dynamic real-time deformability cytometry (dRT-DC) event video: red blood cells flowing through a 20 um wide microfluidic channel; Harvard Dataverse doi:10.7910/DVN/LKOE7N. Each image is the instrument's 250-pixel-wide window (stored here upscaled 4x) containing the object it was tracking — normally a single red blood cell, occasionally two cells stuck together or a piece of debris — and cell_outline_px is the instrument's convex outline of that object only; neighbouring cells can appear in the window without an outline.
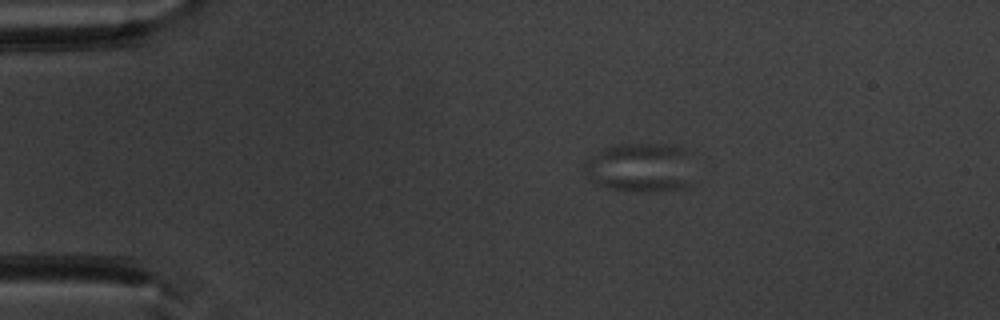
{"species": "common noctule bat (a hibernating species)", "species_latin": "Nyctalus noctula", "temperature_condition": "warm", "stored_images_in_passage": 55, "camera_frame_rate_fps": 3000, "um_per_image_px": 0.085, "animal": {"sex": "male", "body_mass_g": 20.1, "forearm_length_mm": 53.5}, "frame": {"image": 1, "passage_image": 11, "time_ms": 3.333, "image_size_px": [1000, 320], "cell_outline_px": [[692, 184], [688, 188], [648, 192], [636, 192], [608, 188], [596, 184], [588, 180], [584, 172], [584, 160], [608, 148], [620, 144], [676, 144], [684, 152]], "centroid_in_image_um": [54.36, 14.28], "position_along_channel_um": 30.6, "area_um2": 31.21}}
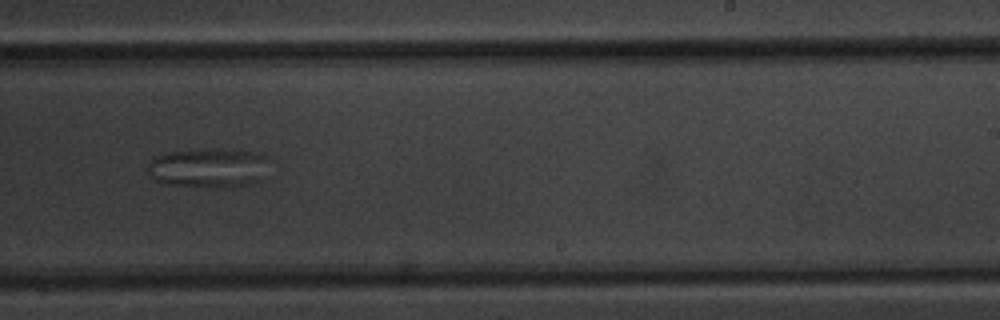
{"frame": {"image": 2, "passage_image": 35, "time_ms": 11.333, "image_size_px": [1000, 320], "cell_outline_px": [[276, 160], [264, 180], [252, 184], [228, 188], [224, 188], [168, 184], [156, 180], [148, 172], [148, 164], [156, 156], [168, 152], [216, 148], [220, 148], [260, 152]], "centroid_in_image_um": [17.95, 14.26], "position_along_channel_um": 271.1, "area_um2": 29.13}}
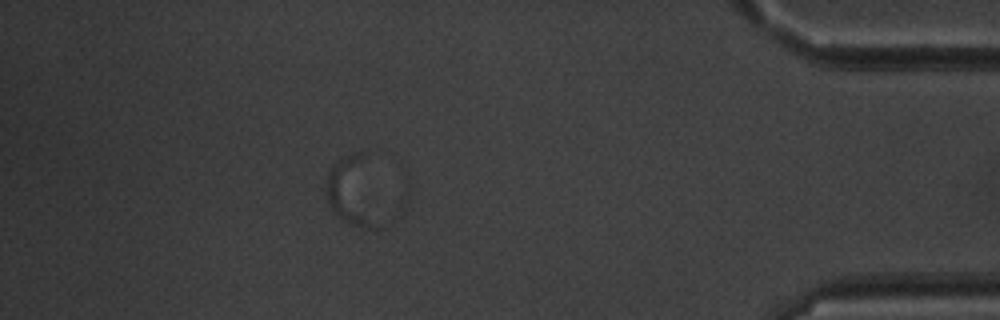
{"frame": {"image": 3, "passage_image": 49, "time_ms": 16.0, "image_size_px": [1000, 320], "cell_outline_px": [[368, 228], [360, 228], [348, 224], [340, 220], [328, 204], [324, 192], [328, 172], [336, 160], [352, 152], [360, 152], [364, 156], [368, 224]], "centroid_in_image_um": [29.61, 16.15], "position_along_channel_um": 405.6, "area_um2": 18.09}}